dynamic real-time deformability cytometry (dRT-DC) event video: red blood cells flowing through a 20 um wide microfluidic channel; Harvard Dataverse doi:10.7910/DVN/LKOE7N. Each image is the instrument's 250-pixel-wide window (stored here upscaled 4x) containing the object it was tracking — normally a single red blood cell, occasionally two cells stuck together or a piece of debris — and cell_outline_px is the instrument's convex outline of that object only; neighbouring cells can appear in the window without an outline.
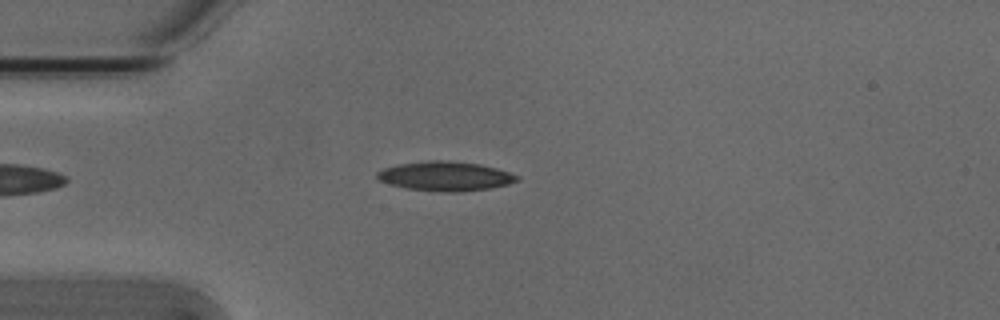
{"species": "Egyptian fruit bat (a non-hibernating species)", "species_latin": "Rousettus aegyptiacus", "temperature_condition": "cold", "stored_images_in_passage": 37, "camera_frame_rate_fps": 3000, "um_per_image_px": 0.085, "animal": {"sex": "male"}, "frame": {"image": 1, "passage_image": 1, "time_ms": 0.0, "image_size_px": [1000, 320], "cell_outline_px": [[520, 180], [508, 184], [492, 188], [460, 192], [440, 192], [404, 188], [380, 180], [376, 176], [376, 172], [384, 168], [400, 164], [428, 160], [448, 160], [480, 164], [496, 168], [520, 176]], "centroid_in_image_um": [37.88, 14.98], "position_along_channel_um": 47.1, "area_um2": 24.04}}
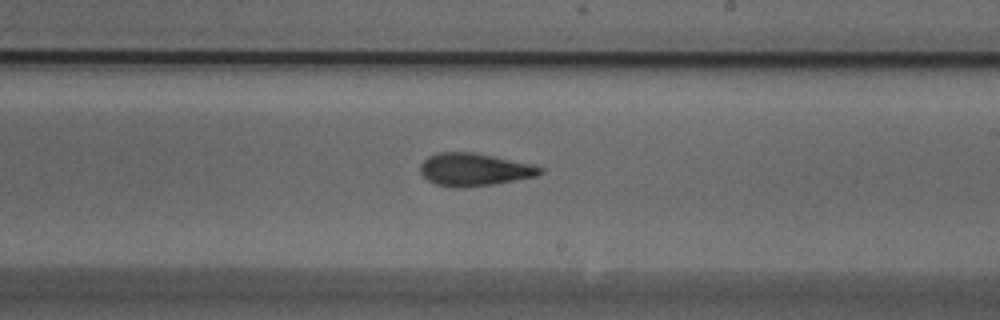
{"frame": {"image": 2, "passage_image": 18, "time_ms": 5.667, "image_size_px": [1000, 320], "cell_outline_px": [[544, 172], [536, 176], [516, 180], [492, 184], [464, 188], [456, 188], [436, 184], [428, 180], [420, 172], [420, 164], [428, 156], [436, 152], [472, 152], [532, 164], [544, 168]], "centroid_in_image_um": [40.3, 14.41], "position_along_channel_um": 248.7, "area_um2": 22.83}}
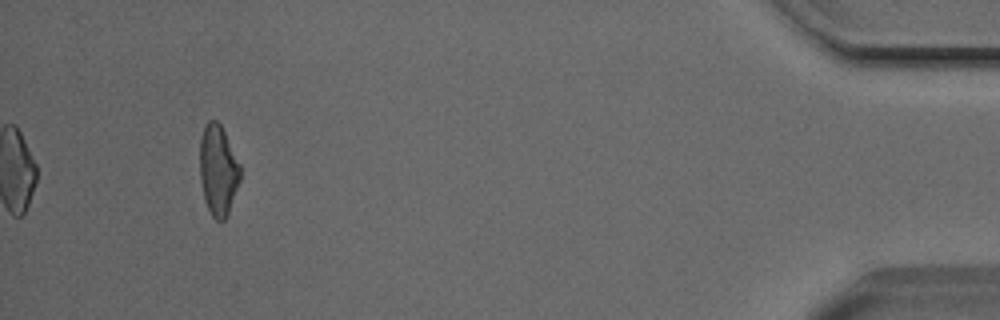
{"frame": {"image": 3, "passage_image": 37, "time_ms": 12.0, "image_size_px": [1000, 320], "cell_outline_px": [[240, 180], [228, 216], [224, 220], [216, 220], [212, 216], [204, 200], [200, 180], [200, 136], [208, 120], [216, 120], [220, 124], [240, 164]], "centroid_in_image_um": [18.54, 14.49], "position_along_channel_um": 416.7, "area_um2": 21.33}, "authors_computed_cell_mechanics": {"area_um2": 22.5998, "velocity_mm_per_s": 3.8217, "shape_relaxation_time_tau1_ms": 4.1191, "shape_relaxation_time_tau2_ms": 2.6328, "deformation_change_tau1": 0.1351, "deformation_change_tau2": 0.1105}}